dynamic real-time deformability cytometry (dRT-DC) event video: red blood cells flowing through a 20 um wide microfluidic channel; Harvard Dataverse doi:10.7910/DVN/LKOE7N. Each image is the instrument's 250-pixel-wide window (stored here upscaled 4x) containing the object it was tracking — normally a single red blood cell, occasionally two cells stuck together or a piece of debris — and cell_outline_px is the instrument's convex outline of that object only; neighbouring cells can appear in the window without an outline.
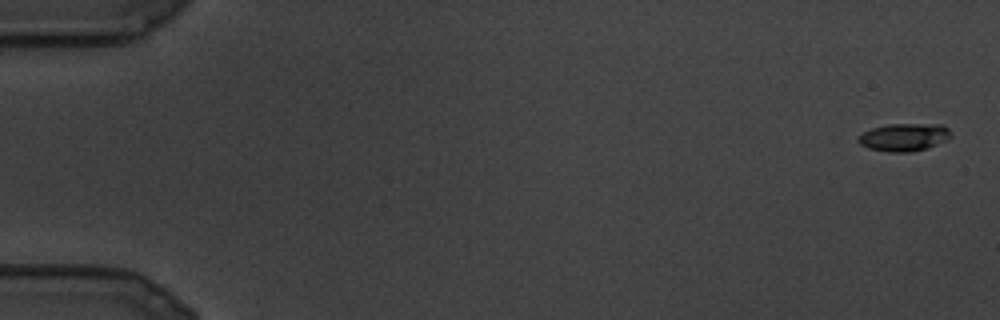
{"species": "common noctule bat (a hibernating species)", "species_latin": "Nyctalus noctula", "temperature_condition": "cold", "stored_images_in_passage": 7, "camera_frame_rate_fps": 3000, "um_per_image_px": 0.085, "animal": {"sex": "male", "body_mass_g": 19.5, "forearm_length_mm": 54.6}, "frame": {"image": 1, "passage_image": 1, "time_ms": 0.0, "image_size_px": [1000, 320], "cell_outline_px": [[952, 136], [936, 144], [924, 148], [908, 152], [888, 152], [868, 148], [860, 144], [856, 140], [856, 136], [872, 128], [888, 124], [940, 124], [948, 128]], "centroid_in_image_um": [76.79, 11.65], "position_along_channel_um": 8.2, "area_um2": 14.85}}